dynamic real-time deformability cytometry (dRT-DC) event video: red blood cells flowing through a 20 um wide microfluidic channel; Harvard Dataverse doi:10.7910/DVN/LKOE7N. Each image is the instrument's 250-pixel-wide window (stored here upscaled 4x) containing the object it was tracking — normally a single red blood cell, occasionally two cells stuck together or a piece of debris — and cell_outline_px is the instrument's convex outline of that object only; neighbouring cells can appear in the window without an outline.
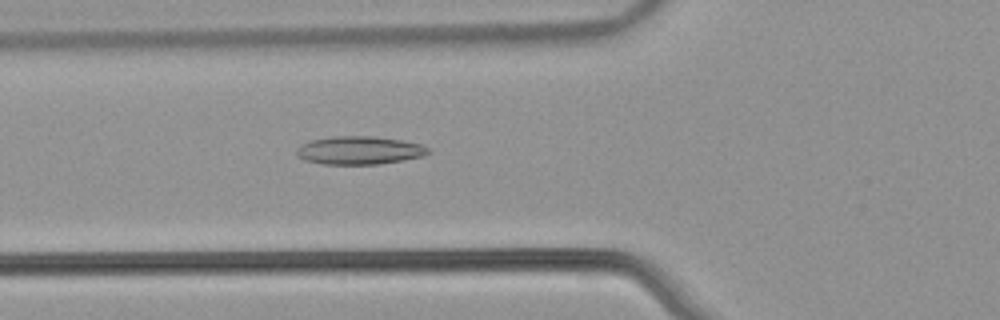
{"species": "common noctule bat (a hibernating species)", "species_latin": "Nyctalus noctula", "temperature_condition": "warm", "stored_images_in_passage": 39, "camera_frame_rate_fps": 3000, "um_per_image_px": 0.085, "animal": {"sex": "male", "body_mass_g": 21.5, "forearm_length_mm": 52.0}, "frame": {"image": 1, "passage_image": 5, "time_ms": 1.333, "image_size_px": [1000, 320], "cell_outline_px": [[432, 152], [424, 156], [404, 160], [380, 164], [324, 164], [304, 160], [296, 156], [296, 148], [300, 144], [312, 140], [332, 136], [372, 136], [400, 140], [420, 144], [428, 148]], "centroid_in_image_um": [30.53, 12.78], "position_along_channel_um": 95.3, "area_um2": 21.73}}
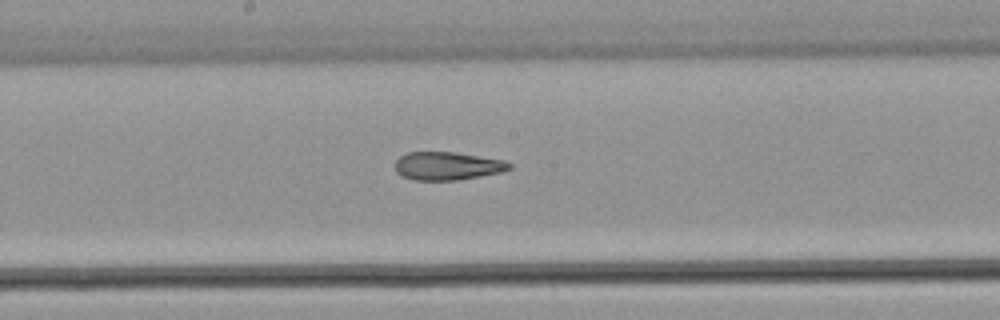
{"frame": {"image": 2, "passage_image": 14, "time_ms": 4.333, "image_size_px": [1000, 320], "cell_outline_px": [[512, 168], [500, 172], [460, 180], [412, 180], [400, 176], [396, 172], [396, 160], [400, 156], [408, 152], [456, 152], [504, 160], [512, 164]], "centroid_in_image_um": [38.01, 14.11], "position_along_channel_um": 210.2, "area_um2": 18.84}}
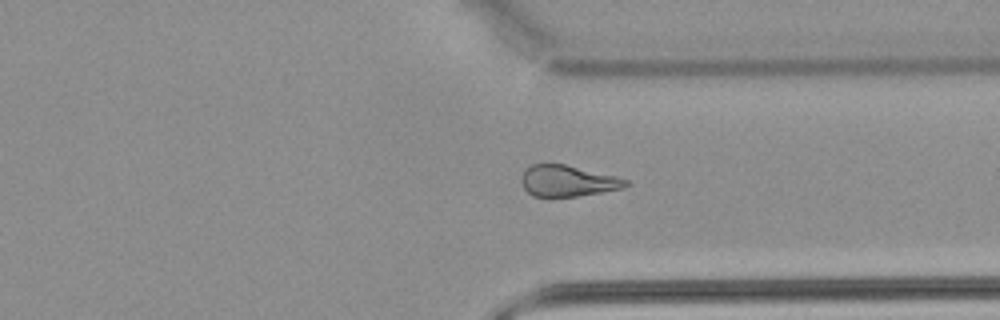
{"frame": {"image": 3, "passage_image": 26, "time_ms": 8.333, "image_size_px": [1000, 320], "cell_outline_px": [[628, 184], [624, 188], [576, 196], [532, 196], [524, 188], [520, 180], [524, 172], [532, 164], [564, 164], [616, 176], [628, 180]], "centroid_in_image_um": [48.25, 15.37], "position_along_channel_um": 363.1, "area_um2": 18.67}, "authors_computed_cell_mechanics": {"area_um2": 19.8254, "velocity_mm_per_s": 3.8249, "shape_relaxation_time_tau1_ms": 8.4405, "shape_relaxation_time_tau2_ms": 2.9986, "deformation_change_tau1": 0.2123, "deformation_change_tau2": 0.129}}